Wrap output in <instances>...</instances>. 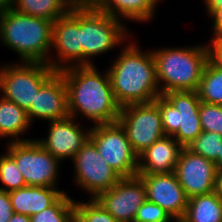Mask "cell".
I'll return each mask as SVG.
<instances>
[{
	"label": "cell",
	"instance_id": "29",
	"mask_svg": "<svg viewBox=\"0 0 222 222\" xmlns=\"http://www.w3.org/2000/svg\"><path fill=\"white\" fill-rule=\"evenodd\" d=\"M199 117L202 131L222 135V105L201 101Z\"/></svg>",
	"mask_w": 222,
	"mask_h": 222
},
{
	"label": "cell",
	"instance_id": "5",
	"mask_svg": "<svg viewBox=\"0 0 222 222\" xmlns=\"http://www.w3.org/2000/svg\"><path fill=\"white\" fill-rule=\"evenodd\" d=\"M128 27L106 12L80 11L82 65H94V58L123 46L132 37Z\"/></svg>",
	"mask_w": 222,
	"mask_h": 222
},
{
	"label": "cell",
	"instance_id": "39",
	"mask_svg": "<svg viewBox=\"0 0 222 222\" xmlns=\"http://www.w3.org/2000/svg\"><path fill=\"white\" fill-rule=\"evenodd\" d=\"M215 39L222 45V32L218 34Z\"/></svg>",
	"mask_w": 222,
	"mask_h": 222
},
{
	"label": "cell",
	"instance_id": "11",
	"mask_svg": "<svg viewBox=\"0 0 222 222\" xmlns=\"http://www.w3.org/2000/svg\"><path fill=\"white\" fill-rule=\"evenodd\" d=\"M73 183L95 199L109 190L122 177L101 157L95 144L88 139L73 160Z\"/></svg>",
	"mask_w": 222,
	"mask_h": 222
},
{
	"label": "cell",
	"instance_id": "4",
	"mask_svg": "<svg viewBox=\"0 0 222 222\" xmlns=\"http://www.w3.org/2000/svg\"><path fill=\"white\" fill-rule=\"evenodd\" d=\"M156 77L161 95L171 91H196L209 60V49L204 44L191 47H158L152 50Z\"/></svg>",
	"mask_w": 222,
	"mask_h": 222
},
{
	"label": "cell",
	"instance_id": "6",
	"mask_svg": "<svg viewBox=\"0 0 222 222\" xmlns=\"http://www.w3.org/2000/svg\"><path fill=\"white\" fill-rule=\"evenodd\" d=\"M154 101L159 106L165 136H173L182 147H187L202 132L201 100L196 91H171Z\"/></svg>",
	"mask_w": 222,
	"mask_h": 222
},
{
	"label": "cell",
	"instance_id": "12",
	"mask_svg": "<svg viewBox=\"0 0 222 222\" xmlns=\"http://www.w3.org/2000/svg\"><path fill=\"white\" fill-rule=\"evenodd\" d=\"M48 65L54 71L82 66L80 11H70L53 22L52 47Z\"/></svg>",
	"mask_w": 222,
	"mask_h": 222
},
{
	"label": "cell",
	"instance_id": "37",
	"mask_svg": "<svg viewBox=\"0 0 222 222\" xmlns=\"http://www.w3.org/2000/svg\"><path fill=\"white\" fill-rule=\"evenodd\" d=\"M215 164H216L217 170H222V145H221L220 152L218 154V160Z\"/></svg>",
	"mask_w": 222,
	"mask_h": 222
},
{
	"label": "cell",
	"instance_id": "28",
	"mask_svg": "<svg viewBox=\"0 0 222 222\" xmlns=\"http://www.w3.org/2000/svg\"><path fill=\"white\" fill-rule=\"evenodd\" d=\"M222 145V135L216 132L202 131L187 148L195 154L217 162Z\"/></svg>",
	"mask_w": 222,
	"mask_h": 222
},
{
	"label": "cell",
	"instance_id": "34",
	"mask_svg": "<svg viewBox=\"0 0 222 222\" xmlns=\"http://www.w3.org/2000/svg\"><path fill=\"white\" fill-rule=\"evenodd\" d=\"M209 49V59L222 68V45L214 38L207 42Z\"/></svg>",
	"mask_w": 222,
	"mask_h": 222
},
{
	"label": "cell",
	"instance_id": "16",
	"mask_svg": "<svg viewBox=\"0 0 222 222\" xmlns=\"http://www.w3.org/2000/svg\"><path fill=\"white\" fill-rule=\"evenodd\" d=\"M137 175L145 186L146 199L159 205L176 222H179L185 214L188 197L181 187L176 173H138Z\"/></svg>",
	"mask_w": 222,
	"mask_h": 222
},
{
	"label": "cell",
	"instance_id": "31",
	"mask_svg": "<svg viewBox=\"0 0 222 222\" xmlns=\"http://www.w3.org/2000/svg\"><path fill=\"white\" fill-rule=\"evenodd\" d=\"M204 7H206V14L212 19V36L211 39H214L218 34L222 32V1H202ZM213 23V24H212Z\"/></svg>",
	"mask_w": 222,
	"mask_h": 222
},
{
	"label": "cell",
	"instance_id": "22",
	"mask_svg": "<svg viewBox=\"0 0 222 222\" xmlns=\"http://www.w3.org/2000/svg\"><path fill=\"white\" fill-rule=\"evenodd\" d=\"M179 222H222V199L214 191L188 199Z\"/></svg>",
	"mask_w": 222,
	"mask_h": 222
},
{
	"label": "cell",
	"instance_id": "3",
	"mask_svg": "<svg viewBox=\"0 0 222 222\" xmlns=\"http://www.w3.org/2000/svg\"><path fill=\"white\" fill-rule=\"evenodd\" d=\"M53 21L0 9V43L18 55L20 62L48 64Z\"/></svg>",
	"mask_w": 222,
	"mask_h": 222
},
{
	"label": "cell",
	"instance_id": "2",
	"mask_svg": "<svg viewBox=\"0 0 222 222\" xmlns=\"http://www.w3.org/2000/svg\"><path fill=\"white\" fill-rule=\"evenodd\" d=\"M132 37L107 67L114 97L119 106L148 103L161 95L152 50H143ZM129 42V43H128ZM118 56V57H117Z\"/></svg>",
	"mask_w": 222,
	"mask_h": 222
},
{
	"label": "cell",
	"instance_id": "10",
	"mask_svg": "<svg viewBox=\"0 0 222 222\" xmlns=\"http://www.w3.org/2000/svg\"><path fill=\"white\" fill-rule=\"evenodd\" d=\"M117 122L138 157L165 136L159 106L155 101L122 107Z\"/></svg>",
	"mask_w": 222,
	"mask_h": 222
},
{
	"label": "cell",
	"instance_id": "32",
	"mask_svg": "<svg viewBox=\"0 0 222 222\" xmlns=\"http://www.w3.org/2000/svg\"><path fill=\"white\" fill-rule=\"evenodd\" d=\"M68 12L99 10L100 0H60Z\"/></svg>",
	"mask_w": 222,
	"mask_h": 222
},
{
	"label": "cell",
	"instance_id": "18",
	"mask_svg": "<svg viewBox=\"0 0 222 222\" xmlns=\"http://www.w3.org/2000/svg\"><path fill=\"white\" fill-rule=\"evenodd\" d=\"M183 147L173 136L155 141L138 157V173L168 174L175 172Z\"/></svg>",
	"mask_w": 222,
	"mask_h": 222
},
{
	"label": "cell",
	"instance_id": "40",
	"mask_svg": "<svg viewBox=\"0 0 222 222\" xmlns=\"http://www.w3.org/2000/svg\"><path fill=\"white\" fill-rule=\"evenodd\" d=\"M203 1H222V0H203Z\"/></svg>",
	"mask_w": 222,
	"mask_h": 222
},
{
	"label": "cell",
	"instance_id": "21",
	"mask_svg": "<svg viewBox=\"0 0 222 222\" xmlns=\"http://www.w3.org/2000/svg\"><path fill=\"white\" fill-rule=\"evenodd\" d=\"M30 127L27 111L0 95V139L8 138L7 143L32 140L22 137Z\"/></svg>",
	"mask_w": 222,
	"mask_h": 222
},
{
	"label": "cell",
	"instance_id": "8",
	"mask_svg": "<svg viewBox=\"0 0 222 222\" xmlns=\"http://www.w3.org/2000/svg\"><path fill=\"white\" fill-rule=\"evenodd\" d=\"M27 186L58 188L61 162L45 150L35 138L5 144Z\"/></svg>",
	"mask_w": 222,
	"mask_h": 222
},
{
	"label": "cell",
	"instance_id": "20",
	"mask_svg": "<svg viewBox=\"0 0 222 222\" xmlns=\"http://www.w3.org/2000/svg\"><path fill=\"white\" fill-rule=\"evenodd\" d=\"M163 0H100V11L112 17L133 23L151 22L157 12L158 4Z\"/></svg>",
	"mask_w": 222,
	"mask_h": 222
},
{
	"label": "cell",
	"instance_id": "7",
	"mask_svg": "<svg viewBox=\"0 0 222 222\" xmlns=\"http://www.w3.org/2000/svg\"><path fill=\"white\" fill-rule=\"evenodd\" d=\"M48 64L37 62L3 63L0 66V93L26 111L34 103L39 88L55 73Z\"/></svg>",
	"mask_w": 222,
	"mask_h": 222
},
{
	"label": "cell",
	"instance_id": "30",
	"mask_svg": "<svg viewBox=\"0 0 222 222\" xmlns=\"http://www.w3.org/2000/svg\"><path fill=\"white\" fill-rule=\"evenodd\" d=\"M134 222H176L159 205L146 200L138 209Z\"/></svg>",
	"mask_w": 222,
	"mask_h": 222
},
{
	"label": "cell",
	"instance_id": "13",
	"mask_svg": "<svg viewBox=\"0 0 222 222\" xmlns=\"http://www.w3.org/2000/svg\"><path fill=\"white\" fill-rule=\"evenodd\" d=\"M80 123L72 116L49 121L47 135L35 140L60 162L73 160L90 136V125L85 128Z\"/></svg>",
	"mask_w": 222,
	"mask_h": 222
},
{
	"label": "cell",
	"instance_id": "26",
	"mask_svg": "<svg viewBox=\"0 0 222 222\" xmlns=\"http://www.w3.org/2000/svg\"><path fill=\"white\" fill-rule=\"evenodd\" d=\"M87 200H75L73 222H117L95 199Z\"/></svg>",
	"mask_w": 222,
	"mask_h": 222
},
{
	"label": "cell",
	"instance_id": "19",
	"mask_svg": "<svg viewBox=\"0 0 222 222\" xmlns=\"http://www.w3.org/2000/svg\"><path fill=\"white\" fill-rule=\"evenodd\" d=\"M66 192L53 187L25 186L10 191L9 197L14 213L32 216L52 206Z\"/></svg>",
	"mask_w": 222,
	"mask_h": 222
},
{
	"label": "cell",
	"instance_id": "15",
	"mask_svg": "<svg viewBox=\"0 0 222 222\" xmlns=\"http://www.w3.org/2000/svg\"><path fill=\"white\" fill-rule=\"evenodd\" d=\"M216 164L183 147L175 173L188 199L212 193L215 190Z\"/></svg>",
	"mask_w": 222,
	"mask_h": 222
},
{
	"label": "cell",
	"instance_id": "25",
	"mask_svg": "<svg viewBox=\"0 0 222 222\" xmlns=\"http://www.w3.org/2000/svg\"><path fill=\"white\" fill-rule=\"evenodd\" d=\"M75 199L64 193L52 206L30 216L31 222H73Z\"/></svg>",
	"mask_w": 222,
	"mask_h": 222
},
{
	"label": "cell",
	"instance_id": "33",
	"mask_svg": "<svg viewBox=\"0 0 222 222\" xmlns=\"http://www.w3.org/2000/svg\"><path fill=\"white\" fill-rule=\"evenodd\" d=\"M13 213L9 192L0 190V222H8Z\"/></svg>",
	"mask_w": 222,
	"mask_h": 222
},
{
	"label": "cell",
	"instance_id": "1",
	"mask_svg": "<svg viewBox=\"0 0 222 222\" xmlns=\"http://www.w3.org/2000/svg\"><path fill=\"white\" fill-rule=\"evenodd\" d=\"M96 67L95 64L72 66L59 71L65 79L69 114L77 120L84 117L93 125L115 123L121 107L114 97L106 68L100 72Z\"/></svg>",
	"mask_w": 222,
	"mask_h": 222
},
{
	"label": "cell",
	"instance_id": "14",
	"mask_svg": "<svg viewBox=\"0 0 222 222\" xmlns=\"http://www.w3.org/2000/svg\"><path fill=\"white\" fill-rule=\"evenodd\" d=\"M95 200L117 222H134L139 207L147 200L142 179L122 177L109 190L100 193Z\"/></svg>",
	"mask_w": 222,
	"mask_h": 222
},
{
	"label": "cell",
	"instance_id": "36",
	"mask_svg": "<svg viewBox=\"0 0 222 222\" xmlns=\"http://www.w3.org/2000/svg\"><path fill=\"white\" fill-rule=\"evenodd\" d=\"M8 222H31L30 216L20 214V213H13L11 219Z\"/></svg>",
	"mask_w": 222,
	"mask_h": 222
},
{
	"label": "cell",
	"instance_id": "17",
	"mask_svg": "<svg viewBox=\"0 0 222 222\" xmlns=\"http://www.w3.org/2000/svg\"><path fill=\"white\" fill-rule=\"evenodd\" d=\"M27 115L31 124L35 119L49 122L70 116L65 79L59 71L39 88Z\"/></svg>",
	"mask_w": 222,
	"mask_h": 222
},
{
	"label": "cell",
	"instance_id": "23",
	"mask_svg": "<svg viewBox=\"0 0 222 222\" xmlns=\"http://www.w3.org/2000/svg\"><path fill=\"white\" fill-rule=\"evenodd\" d=\"M10 7L19 13L53 22L68 13L60 0H12Z\"/></svg>",
	"mask_w": 222,
	"mask_h": 222
},
{
	"label": "cell",
	"instance_id": "35",
	"mask_svg": "<svg viewBox=\"0 0 222 222\" xmlns=\"http://www.w3.org/2000/svg\"><path fill=\"white\" fill-rule=\"evenodd\" d=\"M214 192L222 199V170H217Z\"/></svg>",
	"mask_w": 222,
	"mask_h": 222
},
{
	"label": "cell",
	"instance_id": "9",
	"mask_svg": "<svg viewBox=\"0 0 222 222\" xmlns=\"http://www.w3.org/2000/svg\"><path fill=\"white\" fill-rule=\"evenodd\" d=\"M89 139L95 144L101 157L121 176L138 174V156L118 123L92 125Z\"/></svg>",
	"mask_w": 222,
	"mask_h": 222
},
{
	"label": "cell",
	"instance_id": "27",
	"mask_svg": "<svg viewBox=\"0 0 222 222\" xmlns=\"http://www.w3.org/2000/svg\"><path fill=\"white\" fill-rule=\"evenodd\" d=\"M0 190L10 192L27 186L15 160L7 153L0 154Z\"/></svg>",
	"mask_w": 222,
	"mask_h": 222
},
{
	"label": "cell",
	"instance_id": "24",
	"mask_svg": "<svg viewBox=\"0 0 222 222\" xmlns=\"http://www.w3.org/2000/svg\"><path fill=\"white\" fill-rule=\"evenodd\" d=\"M201 101L222 105V68L208 60L196 90Z\"/></svg>",
	"mask_w": 222,
	"mask_h": 222
},
{
	"label": "cell",
	"instance_id": "38",
	"mask_svg": "<svg viewBox=\"0 0 222 222\" xmlns=\"http://www.w3.org/2000/svg\"><path fill=\"white\" fill-rule=\"evenodd\" d=\"M12 0H0V9L10 6Z\"/></svg>",
	"mask_w": 222,
	"mask_h": 222
}]
</instances>
